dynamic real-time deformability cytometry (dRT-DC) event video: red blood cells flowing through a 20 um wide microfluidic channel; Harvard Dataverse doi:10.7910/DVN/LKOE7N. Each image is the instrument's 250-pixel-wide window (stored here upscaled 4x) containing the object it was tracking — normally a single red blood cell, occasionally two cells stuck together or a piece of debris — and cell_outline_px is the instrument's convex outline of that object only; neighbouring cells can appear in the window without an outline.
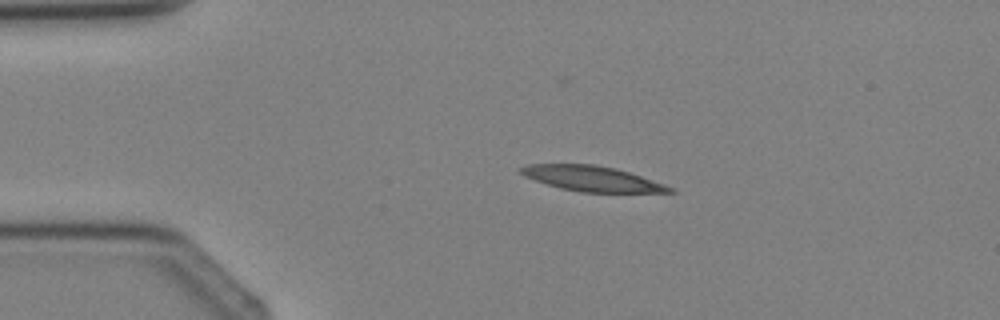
{"species": "Egyptian fruit bat (a non-hibernating species)", "species_latin": "Rousettus aegyptiacus", "temperature_condition": "cold", "stored_images_in_passage": 5, "camera_frame_rate_fps": 3000, "um_per_image_px": 0.085, "animal": {"sex": "female"}, "frame": {"image": 1, "passage_image": 3, "time_ms": 2.333, "image_size_px": [1000, 320], "cell_outline_px": [[676, 192], [580, 192], [560, 188], [524, 176], [520, 172], [520, 168], [528, 164], [592, 164], [616, 168], [676, 188]], "centroid_in_image_um": [50.34, 15.18], "position_along_channel_um": 34.7, "area_um2": 21.62}}
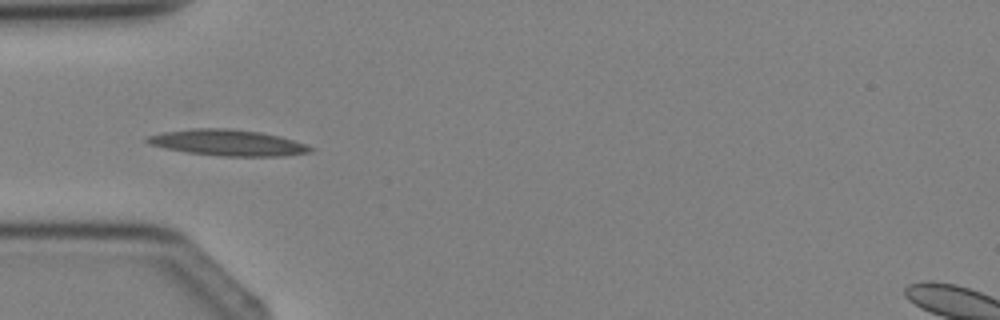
{"frame": {"image": 2, "passage_image": 4, "time_ms": 3.667, "image_size_px": [1000, 320], "cell_outline_px": [[316, 148], [312, 152], [284, 156], [220, 156], [188, 152], [164, 148], [148, 144], [144, 140], [148, 136], [164, 132], [192, 128], [228, 128], [260, 132], [280, 136]], "centroid_in_image_um": [19.36, 12.13], "position_along_channel_um": 65.6, "area_um2": 24.8}}
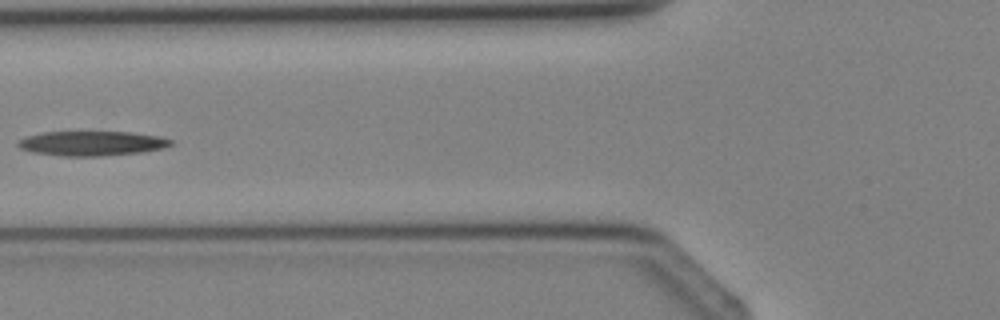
{"frame": {"image": 3, "passage_image": 5, "time_ms": 4.667, "image_size_px": [1000, 320], "cell_outline_px": [[172, 144], [164, 148], [140, 152], [100, 156], [64, 156], [32, 152], [20, 148], [16, 144], [20, 140], [28, 136], [44, 132], [132, 132], [160, 136], [172, 140]], "centroid_in_image_um": [7.82, 12.18], "position_along_channel_um": 118.0, "area_um2": 21.79}}